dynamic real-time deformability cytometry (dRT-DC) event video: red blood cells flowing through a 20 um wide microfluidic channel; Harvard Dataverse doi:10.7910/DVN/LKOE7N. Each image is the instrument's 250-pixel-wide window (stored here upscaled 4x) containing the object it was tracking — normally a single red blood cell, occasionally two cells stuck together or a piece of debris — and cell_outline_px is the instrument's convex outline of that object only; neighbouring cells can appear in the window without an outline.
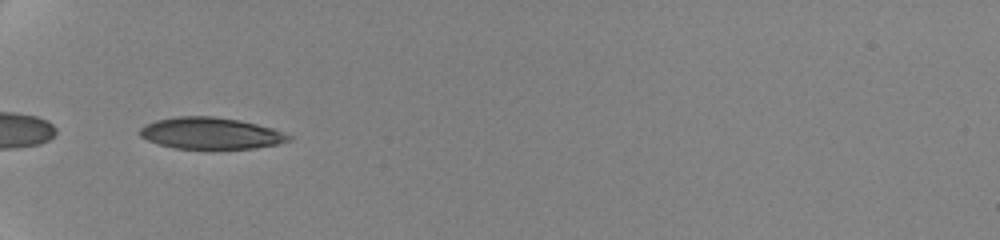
{"species": "human", "species_latin": "Homo sapiens", "temperature_condition": "cold", "stored_images_in_passage": 30, "camera_frame_rate_fps": 3000, "um_per_image_px": 0.085, "donor": {"sex": "female"}, "frame": {"image": 1, "passage_image": 1, "time_ms": 0.0, "image_size_px": [1000, 240], "cell_outline_px": [[292, 140], [276, 144], [256, 148], [176, 148], [160, 144], [148, 140], [140, 136], [140, 128], [156, 120], [180, 116], [212, 116], [240, 120], [272, 128], [292, 136]], "centroid_in_image_um": [17.94, 11.32], "position_along_channel_um": 67.1, "area_um2": 26.99}}
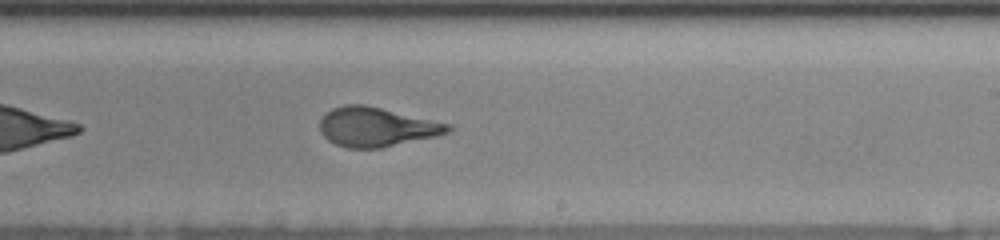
{"frame": {"image": 2, "passage_image": 16, "time_ms": 5.667, "image_size_px": [1000, 240], "cell_outline_px": [[452, 128], [448, 132], [436, 136], [380, 148], [348, 148], [336, 144], [328, 140], [320, 132], [320, 120], [332, 108], [344, 104], [364, 104], [452, 124]], "centroid_in_image_um": [32.0, 10.78], "position_along_channel_um": 257.0, "area_um2": 29.19}}
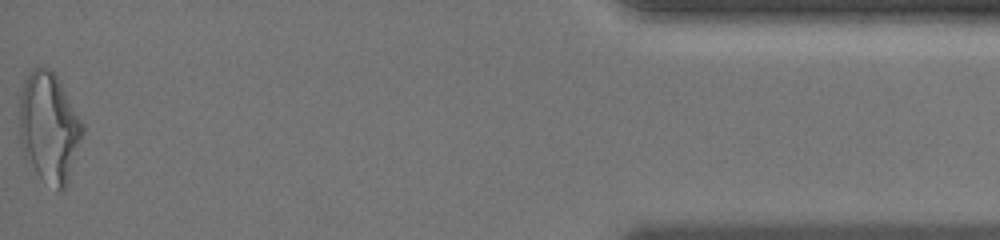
{"frame": {"image": 3, "passage_image": 30, "time_ms": 12.333, "image_size_px": [1000, 240], "cell_outline_px": [[84, 132], [68, 180], [64, 188], [60, 192], [56, 192], [36, 172], [24, 156], [20, 144], [16, 92], [32, 68], [48, 68], [60, 80], [84, 124]], "centroid_in_image_um": [4.12, 10.79], "position_along_channel_um": 431.1, "area_um2": 41.44}, "authors_computed_cell_mechanics": {"area_um2": 29.767, "velocity_mm_per_s": 3.5392, "shape_relaxation_time_tau1_ms": 3.9745, "shape_relaxation_time_tau2_ms": 0.756, "deformation_change_tau1": 0.171, "deformation_change_tau2": 0.0566}}